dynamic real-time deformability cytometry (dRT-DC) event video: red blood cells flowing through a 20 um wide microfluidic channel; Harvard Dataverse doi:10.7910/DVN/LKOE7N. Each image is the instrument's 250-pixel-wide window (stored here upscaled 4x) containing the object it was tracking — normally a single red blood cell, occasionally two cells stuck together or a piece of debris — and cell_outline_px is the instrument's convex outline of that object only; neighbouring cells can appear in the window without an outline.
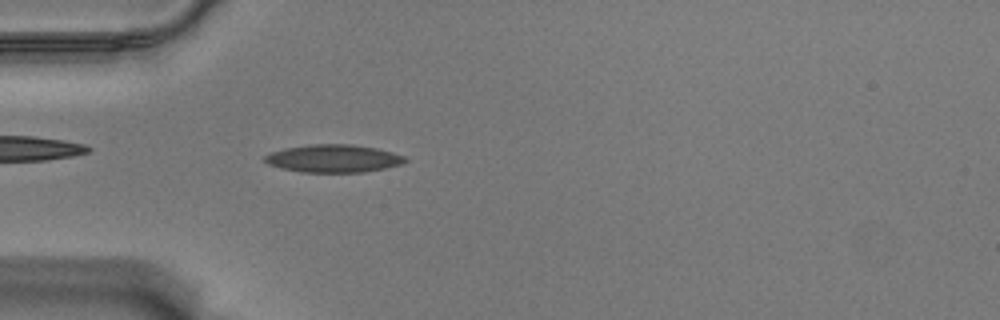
{"species": "Egyptian fruit bat (a non-hibernating species)", "species_latin": "Rousettus aegyptiacus", "temperature_condition": "warm", "stored_images_in_passage": 47, "camera_frame_rate_fps": 3000, "um_per_image_px": 0.085, "animal": {"sex": "male"}, "frame": {"image": 1, "passage_image": 7, "time_ms": 2.0, "image_size_px": [1000, 320], "cell_outline_px": [[408, 160], [400, 164], [384, 168], [364, 172], [300, 172], [280, 168], [268, 164], [264, 160], [264, 156], [272, 152], [284, 148], [312, 144], [352, 144], [376, 148], [392, 152], [404, 156]], "centroid_in_image_um": [28.32, 13.47], "position_along_channel_um": 56.7, "area_um2": 22.66}}
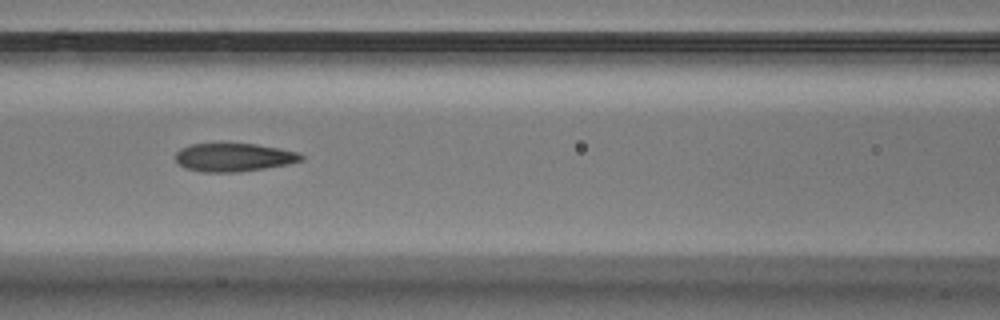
{"frame": {"image": 2, "passage_image": 15, "time_ms": 4.667, "image_size_px": [1000, 320], "cell_outline_px": [[304, 160], [288, 164], [264, 168], [236, 172], [204, 172], [184, 168], [176, 160], [176, 152], [180, 148], [192, 144], [220, 140], [256, 144], [280, 148], [300, 152], [304, 156]], "centroid_in_image_um": [19.86, 13.32], "position_along_channel_um": 146.7, "area_um2": 21.62}}
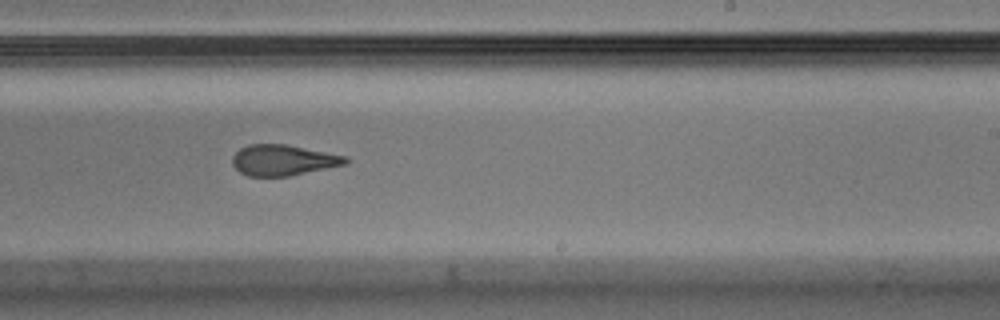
{"frame": {"image": 3, "passage_image": 25, "time_ms": 8.0, "image_size_px": [1000, 320], "cell_outline_px": [[352, 160], [348, 164], [288, 176], [248, 176], [240, 172], [232, 164], [232, 156], [240, 148], [248, 144], [284, 144], [348, 156]], "centroid_in_image_um": [24.1, 13.61], "position_along_channel_um": 264.9, "area_um2": 20.4}, "authors_computed_cell_mechanics": {"area_um2": 21.386, "velocity_mm_per_s": 3.5532, "shape_relaxation_time_tau1_ms": null, "shape_relaxation_time_tau2_ms": 2.1173, "deformation_change_tau1": null, "deformation_change_tau2": 0.1058}}